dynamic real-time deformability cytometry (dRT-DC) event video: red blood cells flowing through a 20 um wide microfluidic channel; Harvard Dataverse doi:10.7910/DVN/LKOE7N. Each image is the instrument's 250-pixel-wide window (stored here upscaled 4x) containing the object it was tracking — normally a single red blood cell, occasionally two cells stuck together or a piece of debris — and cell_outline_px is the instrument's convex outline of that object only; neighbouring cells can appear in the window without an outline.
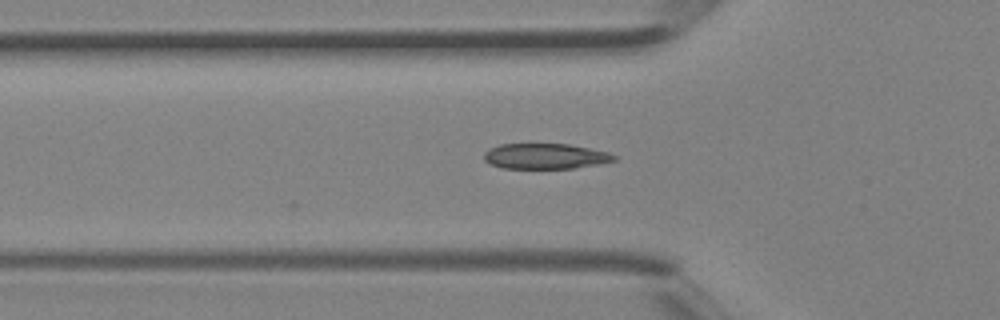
{"species": "Egyptian fruit bat (a non-hibernating species)", "species_latin": "Rousettus aegyptiacus", "temperature_condition": "room temperature", "stored_images_in_passage": 4, "camera_frame_rate_fps": 3000, "um_per_image_px": 0.085, "animal": {"sex": "female"}, "frame": {"image": 1, "passage_image": 4, "time_ms": 1.0, "image_size_px": [1000, 320], "cell_outline_px": [[616, 160], [600, 164], [576, 168], [504, 168], [492, 164], [484, 160], [484, 152], [488, 148], [500, 144], [568, 144], [608, 152], [616, 156]], "centroid_in_image_um": [46.35, 13.27], "position_along_channel_um": 79.5, "area_um2": 19.25}}